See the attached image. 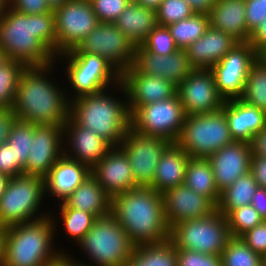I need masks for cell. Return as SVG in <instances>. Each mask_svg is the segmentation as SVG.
Instances as JSON below:
<instances>
[{
	"label": "cell",
	"mask_w": 266,
	"mask_h": 266,
	"mask_svg": "<svg viewBox=\"0 0 266 266\" xmlns=\"http://www.w3.org/2000/svg\"><path fill=\"white\" fill-rule=\"evenodd\" d=\"M0 47L7 57L26 67L56 62V25L54 11L28 15L7 6L0 19Z\"/></svg>",
	"instance_id": "cell-1"
},
{
	"label": "cell",
	"mask_w": 266,
	"mask_h": 266,
	"mask_svg": "<svg viewBox=\"0 0 266 266\" xmlns=\"http://www.w3.org/2000/svg\"><path fill=\"white\" fill-rule=\"evenodd\" d=\"M56 63L26 67L22 72L13 106L17 120L35 125L58 126L67 122L70 101L66 88L49 76L53 74Z\"/></svg>",
	"instance_id": "cell-2"
},
{
	"label": "cell",
	"mask_w": 266,
	"mask_h": 266,
	"mask_svg": "<svg viewBox=\"0 0 266 266\" xmlns=\"http://www.w3.org/2000/svg\"><path fill=\"white\" fill-rule=\"evenodd\" d=\"M111 215L134 246L169 239L163 196L150 187H138L111 198Z\"/></svg>",
	"instance_id": "cell-3"
},
{
	"label": "cell",
	"mask_w": 266,
	"mask_h": 266,
	"mask_svg": "<svg viewBox=\"0 0 266 266\" xmlns=\"http://www.w3.org/2000/svg\"><path fill=\"white\" fill-rule=\"evenodd\" d=\"M114 87L113 91L122 92L120 96L123 98L113 95L112 88L75 98L70 101L69 117L79 126L98 134L112 147H119L131 128V113L122 82Z\"/></svg>",
	"instance_id": "cell-4"
},
{
	"label": "cell",
	"mask_w": 266,
	"mask_h": 266,
	"mask_svg": "<svg viewBox=\"0 0 266 266\" xmlns=\"http://www.w3.org/2000/svg\"><path fill=\"white\" fill-rule=\"evenodd\" d=\"M52 215L4 228L2 266H48L68 251L58 250ZM55 246V247H54Z\"/></svg>",
	"instance_id": "cell-5"
},
{
	"label": "cell",
	"mask_w": 266,
	"mask_h": 266,
	"mask_svg": "<svg viewBox=\"0 0 266 266\" xmlns=\"http://www.w3.org/2000/svg\"><path fill=\"white\" fill-rule=\"evenodd\" d=\"M77 245L88 256V264L76 260L72 253L66 255L82 266H125L134 248L126 231L111 214L97 218Z\"/></svg>",
	"instance_id": "cell-6"
},
{
	"label": "cell",
	"mask_w": 266,
	"mask_h": 266,
	"mask_svg": "<svg viewBox=\"0 0 266 266\" xmlns=\"http://www.w3.org/2000/svg\"><path fill=\"white\" fill-rule=\"evenodd\" d=\"M57 60L60 62L64 60L65 62H62L66 64L64 67L66 69V73H64L66 83L68 82V87L72 90L69 92L66 88L69 101L111 88L118 84L121 79V74L100 55L62 53L56 56V62Z\"/></svg>",
	"instance_id": "cell-7"
},
{
	"label": "cell",
	"mask_w": 266,
	"mask_h": 266,
	"mask_svg": "<svg viewBox=\"0 0 266 266\" xmlns=\"http://www.w3.org/2000/svg\"><path fill=\"white\" fill-rule=\"evenodd\" d=\"M44 198L43 177L24 173L12 177L0 198V227L26 223L49 215V212L41 210Z\"/></svg>",
	"instance_id": "cell-8"
},
{
	"label": "cell",
	"mask_w": 266,
	"mask_h": 266,
	"mask_svg": "<svg viewBox=\"0 0 266 266\" xmlns=\"http://www.w3.org/2000/svg\"><path fill=\"white\" fill-rule=\"evenodd\" d=\"M234 142L223 109L212 113L186 115L177 144L189 157L207 158Z\"/></svg>",
	"instance_id": "cell-9"
},
{
	"label": "cell",
	"mask_w": 266,
	"mask_h": 266,
	"mask_svg": "<svg viewBox=\"0 0 266 266\" xmlns=\"http://www.w3.org/2000/svg\"><path fill=\"white\" fill-rule=\"evenodd\" d=\"M231 238L226 216L218 210L210 216L181 221L170 228L169 239L176 249L221 255Z\"/></svg>",
	"instance_id": "cell-10"
},
{
	"label": "cell",
	"mask_w": 266,
	"mask_h": 266,
	"mask_svg": "<svg viewBox=\"0 0 266 266\" xmlns=\"http://www.w3.org/2000/svg\"><path fill=\"white\" fill-rule=\"evenodd\" d=\"M186 113L176 93L171 98L138 107L131 114V129L176 143L184 125Z\"/></svg>",
	"instance_id": "cell-11"
},
{
	"label": "cell",
	"mask_w": 266,
	"mask_h": 266,
	"mask_svg": "<svg viewBox=\"0 0 266 266\" xmlns=\"http://www.w3.org/2000/svg\"><path fill=\"white\" fill-rule=\"evenodd\" d=\"M136 46L115 23H99L76 48L65 53H87L104 57L120 74L134 61Z\"/></svg>",
	"instance_id": "cell-12"
},
{
	"label": "cell",
	"mask_w": 266,
	"mask_h": 266,
	"mask_svg": "<svg viewBox=\"0 0 266 266\" xmlns=\"http://www.w3.org/2000/svg\"><path fill=\"white\" fill-rule=\"evenodd\" d=\"M54 13L56 56L76 48L99 24L89 0H69Z\"/></svg>",
	"instance_id": "cell-13"
},
{
	"label": "cell",
	"mask_w": 266,
	"mask_h": 266,
	"mask_svg": "<svg viewBox=\"0 0 266 266\" xmlns=\"http://www.w3.org/2000/svg\"><path fill=\"white\" fill-rule=\"evenodd\" d=\"M258 57L249 42H239L212 66L216 87L225 101L241 98L249 69Z\"/></svg>",
	"instance_id": "cell-14"
},
{
	"label": "cell",
	"mask_w": 266,
	"mask_h": 266,
	"mask_svg": "<svg viewBox=\"0 0 266 266\" xmlns=\"http://www.w3.org/2000/svg\"><path fill=\"white\" fill-rule=\"evenodd\" d=\"M170 142L161 137L145 136L129 129L119 147L127 155L135 183L150 187L155 178L156 166Z\"/></svg>",
	"instance_id": "cell-15"
},
{
	"label": "cell",
	"mask_w": 266,
	"mask_h": 266,
	"mask_svg": "<svg viewBox=\"0 0 266 266\" xmlns=\"http://www.w3.org/2000/svg\"><path fill=\"white\" fill-rule=\"evenodd\" d=\"M186 115L216 112L225 104L216 87L211 70L194 69L178 86L176 92Z\"/></svg>",
	"instance_id": "cell-16"
},
{
	"label": "cell",
	"mask_w": 266,
	"mask_h": 266,
	"mask_svg": "<svg viewBox=\"0 0 266 266\" xmlns=\"http://www.w3.org/2000/svg\"><path fill=\"white\" fill-rule=\"evenodd\" d=\"M63 126L35 125L24 174L45 177L64 154Z\"/></svg>",
	"instance_id": "cell-17"
},
{
	"label": "cell",
	"mask_w": 266,
	"mask_h": 266,
	"mask_svg": "<svg viewBox=\"0 0 266 266\" xmlns=\"http://www.w3.org/2000/svg\"><path fill=\"white\" fill-rule=\"evenodd\" d=\"M120 81L126 90L131 114L140 106L171 98L177 92V86L171 81L139 73L133 66L121 74Z\"/></svg>",
	"instance_id": "cell-18"
},
{
	"label": "cell",
	"mask_w": 266,
	"mask_h": 266,
	"mask_svg": "<svg viewBox=\"0 0 266 266\" xmlns=\"http://www.w3.org/2000/svg\"><path fill=\"white\" fill-rule=\"evenodd\" d=\"M132 66L139 72L159 76L178 86L194 69L190 65L187 51L177 49L170 55H158L136 46Z\"/></svg>",
	"instance_id": "cell-19"
},
{
	"label": "cell",
	"mask_w": 266,
	"mask_h": 266,
	"mask_svg": "<svg viewBox=\"0 0 266 266\" xmlns=\"http://www.w3.org/2000/svg\"><path fill=\"white\" fill-rule=\"evenodd\" d=\"M63 139L64 155L90 169L112 148L98 134L79 126L70 117L63 125Z\"/></svg>",
	"instance_id": "cell-20"
},
{
	"label": "cell",
	"mask_w": 266,
	"mask_h": 266,
	"mask_svg": "<svg viewBox=\"0 0 266 266\" xmlns=\"http://www.w3.org/2000/svg\"><path fill=\"white\" fill-rule=\"evenodd\" d=\"M162 196L170 228L181 221L204 218L216 211V205L209 198L184 184L166 190Z\"/></svg>",
	"instance_id": "cell-21"
},
{
	"label": "cell",
	"mask_w": 266,
	"mask_h": 266,
	"mask_svg": "<svg viewBox=\"0 0 266 266\" xmlns=\"http://www.w3.org/2000/svg\"><path fill=\"white\" fill-rule=\"evenodd\" d=\"M91 174L111 198L139 187L129 159L120 147H112L91 169Z\"/></svg>",
	"instance_id": "cell-22"
},
{
	"label": "cell",
	"mask_w": 266,
	"mask_h": 266,
	"mask_svg": "<svg viewBox=\"0 0 266 266\" xmlns=\"http://www.w3.org/2000/svg\"><path fill=\"white\" fill-rule=\"evenodd\" d=\"M251 156L250 143L234 141L207 157L219 191L250 172Z\"/></svg>",
	"instance_id": "cell-23"
},
{
	"label": "cell",
	"mask_w": 266,
	"mask_h": 266,
	"mask_svg": "<svg viewBox=\"0 0 266 266\" xmlns=\"http://www.w3.org/2000/svg\"><path fill=\"white\" fill-rule=\"evenodd\" d=\"M90 174L88 166L63 154L44 177L45 196L63 202Z\"/></svg>",
	"instance_id": "cell-24"
},
{
	"label": "cell",
	"mask_w": 266,
	"mask_h": 266,
	"mask_svg": "<svg viewBox=\"0 0 266 266\" xmlns=\"http://www.w3.org/2000/svg\"><path fill=\"white\" fill-rule=\"evenodd\" d=\"M238 43L231 35L209 26L204 35L185 50L193 69L210 70Z\"/></svg>",
	"instance_id": "cell-25"
},
{
	"label": "cell",
	"mask_w": 266,
	"mask_h": 266,
	"mask_svg": "<svg viewBox=\"0 0 266 266\" xmlns=\"http://www.w3.org/2000/svg\"><path fill=\"white\" fill-rule=\"evenodd\" d=\"M222 109L234 141L250 143L254 134L266 128V112L240 99L227 100Z\"/></svg>",
	"instance_id": "cell-26"
},
{
	"label": "cell",
	"mask_w": 266,
	"mask_h": 266,
	"mask_svg": "<svg viewBox=\"0 0 266 266\" xmlns=\"http://www.w3.org/2000/svg\"><path fill=\"white\" fill-rule=\"evenodd\" d=\"M246 0H216L209 14L210 26L231 35L238 42L247 40Z\"/></svg>",
	"instance_id": "cell-27"
},
{
	"label": "cell",
	"mask_w": 266,
	"mask_h": 266,
	"mask_svg": "<svg viewBox=\"0 0 266 266\" xmlns=\"http://www.w3.org/2000/svg\"><path fill=\"white\" fill-rule=\"evenodd\" d=\"M188 159V154L177 143H170L160 157L150 188L163 194L166 190L182 185Z\"/></svg>",
	"instance_id": "cell-28"
},
{
	"label": "cell",
	"mask_w": 266,
	"mask_h": 266,
	"mask_svg": "<svg viewBox=\"0 0 266 266\" xmlns=\"http://www.w3.org/2000/svg\"><path fill=\"white\" fill-rule=\"evenodd\" d=\"M63 203L68 208L91 213L96 218L111 214V197L92 174Z\"/></svg>",
	"instance_id": "cell-29"
},
{
	"label": "cell",
	"mask_w": 266,
	"mask_h": 266,
	"mask_svg": "<svg viewBox=\"0 0 266 266\" xmlns=\"http://www.w3.org/2000/svg\"><path fill=\"white\" fill-rule=\"evenodd\" d=\"M114 23L135 46L141 45L158 25L156 12L136 1H130Z\"/></svg>",
	"instance_id": "cell-30"
},
{
	"label": "cell",
	"mask_w": 266,
	"mask_h": 266,
	"mask_svg": "<svg viewBox=\"0 0 266 266\" xmlns=\"http://www.w3.org/2000/svg\"><path fill=\"white\" fill-rule=\"evenodd\" d=\"M183 184L218 204L220 191L208 158L189 157Z\"/></svg>",
	"instance_id": "cell-31"
},
{
	"label": "cell",
	"mask_w": 266,
	"mask_h": 266,
	"mask_svg": "<svg viewBox=\"0 0 266 266\" xmlns=\"http://www.w3.org/2000/svg\"><path fill=\"white\" fill-rule=\"evenodd\" d=\"M125 266H178L177 249L167 239L134 246Z\"/></svg>",
	"instance_id": "cell-32"
},
{
	"label": "cell",
	"mask_w": 266,
	"mask_h": 266,
	"mask_svg": "<svg viewBox=\"0 0 266 266\" xmlns=\"http://www.w3.org/2000/svg\"><path fill=\"white\" fill-rule=\"evenodd\" d=\"M258 187V183L250 172L238 177L232 185L220 191L216 210L226 215L229 211L250 205Z\"/></svg>",
	"instance_id": "cell-33"
},
{
	"label": "cell",
	"mask_w": 266,
	"mask_h": 266,
	"mask_svg": "<svg viewBox=\"0 0 266 266\" xmlns=\"http://www.w3.org/2000/svg\"><path fill=\"white\" fill-rule=\"evenodd\" d=\"M58 205L60 207L58 211L60 212V216L58 215L57 217H54L53 215L55 213H50L52 215L53 222L56 223L54 226L55 228L58 226V219L61 218L60 223H62L63 226V233L66 234V237L68 235L67 239L70 238L73 243L77 244L88 232V230L92 228V225L97 218L91 213L68 208L63 202L58 203Z\"/></svg>",
	"instance_id": "cell-34"
},
{
	"label": "cell",
	"mask_w": 266,
	"mask_h": 266,
	"mask_svg": "<svg viewBox=\"0 0 266 266\" xmlns=\"http://www.w3.org/2000/svg\"><path fill=\"white\" fill-rule=\"evenodd\" d=\"M210 26L209 14L194 13L191 17L167 26L178 49L185 50L202 37Z\"/></svg>",
	"instance_id": "cell-35"
},
{
	"label": "cell",
	"mask_w": 266,
	"mask_h": 266,
	"mask_svg": "<svg viewBox=\"0 0 266 266\" xmlns=\"http://www.w3.org/2000/svg\"><path fill=\"white\" fill-rule=\"evenodd\" d=\"M240 100L266 112V62L259 57L249 69Z\"/></svg>",
	"instance_id": "cell-36"
},
{
	"label": "cell",
	"mask_w": 266,
	"mask_h": 266,
	"mask_svg": "<svg viewBox=\"0 0 266 266\" xmlns=\"http://www.w3.org/2000/svg\"><path fill=\"white\" fill-rule=\"evenodd\" d=\"M26 66L8 59L0 65V109L13 110L19 78Z\"/></svg>",
	"instance_id": "cell-37"
},
{
	"label": "cell",
	"mask_w": 266,
	"mask_h": 266,
	"mask_svg": "<svg viewBox=\"0 0 266 266\" xmlns=\"http://www.w3.org/2000/svg\"><path fill=\"white\" fill-rule=\"evenodd\" d=\"M34 135V124L16 120L12 125L7 142L13 146L15 153V168L24 173V167L30 153Z\"/></svg>",
	"instance_id": "cell-38"
},
{
	"label": "cell",
	"mask_w": 266,
	"mask_h": 266,
	"mask_svg": "<svg viewBox=\"0 0 266 266\" xmlns=\"http://www.w3.org/2000/svg\"><path fill=\"white\" fill-rule=\"evenodd\" d=\"M221 257L222 266H263L262 257L250 249L241 238L231 237Z\"/></svg>",
	"instance_id": "cell-39"
},
{
	"label": "cell",
	"mask_w": 266,
	"mask_h": 266,
	"mask_svg": "<svg viewBox=\"0 0 266 266\" xmlns=\"http://www.w3.org/2000/svg\"><path fill=\"white\" fill-rule=\"evenodd\" d=\"M225 216L230 235L234 238H240L244 233L264 221L251 204L229 211Z\"/></svg>",
	"instance_id": "cell-40"
},
{
	"label": "cell",
	"mask_w": 266,
	"mask_h": 266,
	"mask_svg": "<svg viewBox=\"0 0 266 266\" xmlns=\"http://www.w3.org/2000/svg\"><path fill=\"white\" fill-rule=\"evenodd\" d=\"M194 13L186 0H163L156 11L157 23L167 27L191 17Z\"/></svg>",
	"instance_id": "cell-41"
},
{
	"label": "cell",
	"mask_w": 266,
	"mask_h": 266,
	"mask_svg": "<svg viewBox=\"0 0 266 266\" xmlns=\"http://www.w3.org/2000/svg\"><path fill=\"white\" fill-rule=\"evenodd\" d=\"M141 46L158 55H170L178 49L168 28L160 25H157Z\"/></svg>",
	"instance_id": "cell-42"
},
{
	"label": "cell",
	"mask_w": 266,
	"mask_h": 266,
	"mask_svg": "<svg viewBox=\"0 0 266 266\" xmlns=\"http://www.w3.org/2000/svg\"><path fill=\"white\" fill-rule=\"evenodd\" d=\"M99 23H114L130 0H89Z\"/></svg>",
	"instance_id": "cell-43"
},
{
	"label": "cell",
	"mask_w": 266,
	"mask_h": 266,
	"mask_svg": "<svg viewBox=\"0 0 266 266\" xmlns=\"http://www.w3.org/2000/svg\"><path fill=\"white\" fill-rule=\"evenodd\" d=\"M178 266H222L221 255H211L187 249H177Z\"/></svg>",
	"instance_id": "cell-44"
},
{
	"label": "cell",
	"mask_w": 266,
	"mask_h": 266,
	"mask_svg": "<svg viewBox=\"0 0 266 266\" xmlns=\"http://www.w3.org/2000/svg\"><path fill=\"white\" fill-rule=\"evenodd\" d=\"M245 18L247 23V40L251 33L266 19V0H246Z\"/></svg>",
	"instance_id": "cell-45"
},
{
	"label": "cell",
	"mask_w": 266,
	"mask_h": 266,
	"mask_svg": "<svg viewBox=\"0 0 266 266\" xmlns=\"http://www.w3.org/2000/svg\"><path fill=\"white\" fill-rule=\"evenodd\" d=\"M245 244L261 257L266 255V220L240 237Z\"/></svg>",
	"instance_id": "cell-46"
},
{
	"label": "cell",
	"mask_w": 266,
	"mask_h": 266,
	"mask_svg": "<svg viewBox=\"0 0 266 266\" xmlns=\"http://www.w3.org/2000/svg\"><path fill=\"white\" fill-rule=\"evenodd\" d=\"M8 6L15 11L28 15L51 12L46 0H8Z\"/></svg>",
	"instance_id": "cell-47"
},
{
	"label": "cell",
	"mask_w": 266,
	"mask_h": 266,
	"mask_svg": "<svg viewBox=\"0 0 266 266\" xmlns=\"http://www.w3.org/2000/svg\"><path fill=\"white\" fill-rule=\"evenodd\" d=\"M0 173L8 177H16L21 173L15 168V153L8 142L0 145Z\"/></svg>",
	"instance_id": "cell-48"
},
{
	"label": "cell",
	"mask_w": 266,
	"mask_h": 266,
	"mask_svg": "<svg viewBox=\"0 0 266 266\" xmlns=\"http://www.w3.org/2000/svg\"><path fill=\"white\" fill-rule=\"evenodd\" d=\"M250 173L260 188H266V157L252 155Z\"/></svg>",
	"instance_id": "cell-49"
},
{
	"label": "cell",
	"mask_w": 266,
	"mask_h": 266,
	"mask_svg": "<svg viewBox=\"0 0 266 266\" xmlns=\"http://www.w3.org/2000/svg\"><path fill=\"white\" fill-rule=\"evenodd\" d=\"M16 120L14 110L0 109V145L7 142L11 127Z\"/></svg>",
	"instance_id": "cell-50"
},
{
	"label": "cell",
	"mask_w": 266,
	"mask_h": 266,
	"mask_svg": "<svg viewBox=\"0 0 266 266\" xmlns=\"http://www.w3.org/2000/svg\"><path fill=\"white\" fill-rule=\"evenodd\" d=\"M249 43L258 53L266 46V19L251 33Z\"/></svg>",
	"instance_id": "cell-51"
},
{
	"label": "cell",
	"mask_w": 266,
	"mask_h": 266,
	"mask_svg": "<svg viewBox=\"0 0 266 266\" xmlns=\"http://www.w3.org/2000/svg\"><path fill=\"white\" fill-rule=\"evenodd\" d=\"M250 147L252 155L266 157V128L253 135Z\"/></svg>",
	"instance_id": "cell-52"
},
{
	"label": "cell",
	"mask_w": 266,
	"mask_h": 266,
	"mask_svg": "<svg viewBox=\"0 0 266 266\" xmlns=\"http://www.w3.org/2000/svg\"><path fill=\"white\" fill-rule=\"evenodd\" d=\"M251 205L258 211L261 217L266 220V188H257L252 197Z\"/></svg>",
	"instance_id": "cell-53"
},
{
	"label": "cell",
	"mask_w": 266,
	"mask_h": 266,
	"mask_svg": "<svg viewBox=\"0 0 266 266\" xmlns=\"http://www.w3.org/2000/svg\"><path fill=\"white\" fill-rule=\"evenodd\" d=\"M195 13L208 14L216 0H186Z\"/></svg>",
	"instance_id": "cell-54"
},
{
	"label": "cell",
	"mask_w": 266,
	"mask_h": 266,
	"mask_svg": "<svg viewBox=\"0 0 266 266\" xmlns=\"http://www.w3.org/2000/svg\"><path fill=\"white\" fill-rule=\"evenodd\" d=\"M162 1L163 0H137L136 2L139 5L156 12Z\"/></svg>",
	"instance_id": "cell-55"
},
{
	"label": "cell",
	"mask_w": 266,
	"mask_h": 266,
	"mask_svg": "<svg viewBox=\"0 0 266 266\" xmlns=\"http://www.w3.org/2000/svg\"><path fill=\"white\" fill-rule=\"evenodd\" d=\"M10 179L7 175L0 173V198L4 194Z\"/></svg>",
	"instance_id": "cell-56"
},
{
	"label": "cell",
	"mask_w": 266,
	"mask_h": 266,
	"mask_svg": "<svg viewBox=\"0 0 266 266\" xmlns=\"http://www.w3.org/2000/svg\"><path fill=\"white\" fill-rule=\"evenodd\" d=\"M67 1L69 0H46L51 11H55L56 9L60 8Z\"/></svg>",
	"instance_id": "cell-57"
},
{
	"label": "cell",
	"mask_w": 266,
	"mask_h": 266,
	"mask_svg": "<svg viewBox=\"0 0 266 266\" xmlns=\"http://www.w3.org/2000/svg\"><path fill=\"white\" fill-rule=\"evenodd\" d=\"M3 235L4 227H0V266L3 265Z\"/></svg>",
	"instance_id": "cell-58"
},
{
	"label": "cell",
	"mask_w": 266,
	"mask_h": 266,
	"mask_svg": "<svg viewBox=\"0 0 266 266\" xmlns=\"http://www.w3.org/2000/svg\"><path fill=\"white\" fill-rule=\"evenodd\" d=\"M8 6V0H0V19L3 17V14L6 11Z\"/></svg>",
	"instance_id": "cell-59"
},
{
	"label": "cell",
	"mask_w": 266,
	"mask_h": 266,
	"mask_svg": "<svg viewBox=\"0 0 266 266\" xmlns=\"http://www.w3.org/2000/svg\"><path fill=\"white\" fill-rule=\"evenodd\" d=\"M48 266H66V255L62 256L58 261Z\"/></svg>",
	"instance_id": "cell-60"
},
{
	"label": "cell",
	"mask_w": 266,
	"mask_h": 266,
	"mask_svg": "<svg viewBox=\"0 0 266 266\" xmlns=\"http://www.w3.org/2000/svg\"><path fill=\"white\" fill-rule=\"evenodd\" d=\"M9 58L7 57L6 52L0 47V65L6 62Z\"/></svg>",
	"instance_id": "cell-61"
},
{
	"label": "cell",
	"mask_w": 266,
	"mask_h": 266,
	"mask_svg": "<svg viewBox=\"0 0 266 266\" xmlns=\"http://www.w3.org/2000/svg\"><path fill=\"white\" fill-rule=\"evenodd\" d=\"M259 58L266 62V46L258 53Z\"/></svg>",
	"instance_id": "cell-62"
},
{
	"label": "cell",
	"mask_w": 266,
	"mask_h": 266,
	"mask_svg": "<svg viewBox=\"0 0 266 266\" xmlns=\"http://www.w3.org/2000/svg\"><path fill=\"white\" fill-rule=\"evenodd\" d=\"M66 266H82L81 264H77L74 261H71L68 256L66 255Z\"/></svg>",
	"instance_id": "cell-63"
},
{
	"label": "cell",
	"mask_w": 266,
	"mask_h": 266,
	"mask_svg": "<svg viewBox=\"0 0 266 266\" xmlns=\"http://www.w3.org/2000/svg\"><path fill=\"white\" fill-rule=\"evenodd\" d=\"M262 265L266 266V255L262 257Z\"/></svg>",
	"instance_id": "cell-64"
}]
</instances>
